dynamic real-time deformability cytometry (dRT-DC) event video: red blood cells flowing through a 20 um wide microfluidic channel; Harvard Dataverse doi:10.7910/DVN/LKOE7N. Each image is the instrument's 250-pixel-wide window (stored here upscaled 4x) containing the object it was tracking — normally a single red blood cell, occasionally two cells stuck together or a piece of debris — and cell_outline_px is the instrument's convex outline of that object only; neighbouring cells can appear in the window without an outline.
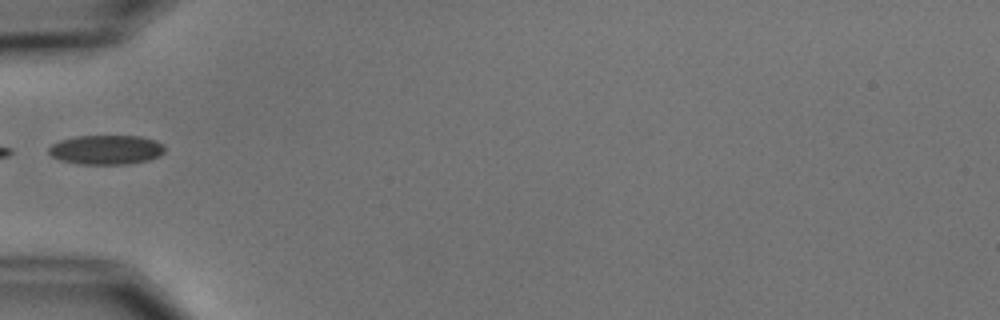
{"species": "common noctule bat (a hibernating species)", "species_latin": "Nyctalus noctula", "temperature_condition": "cold", "stored_images_in_passage": 3, "camera_frame_rate_fps": 3000, "um_per_image_px": 0.085, "animal": {"sex": "male", "body_mass_g": 15.6}, "frame": {"image": 1, "passage_image": 2, "time_ms": 1.333, "image_size_px": [1000, 320], "cell_outline_px": [[164, 152], [160, 156], [148, 160], [124, 164], [80, 164], [60, 160], [52, 156], [48, 152], [48, 148], [52, 144], [60, 140], [76, 136], [140, 136], [156, 140], [164, 144]], "centroid_in_image_um": [9.03, 12.72], "position_along_channel_um": 76.0, "area_um2": 19.94}}